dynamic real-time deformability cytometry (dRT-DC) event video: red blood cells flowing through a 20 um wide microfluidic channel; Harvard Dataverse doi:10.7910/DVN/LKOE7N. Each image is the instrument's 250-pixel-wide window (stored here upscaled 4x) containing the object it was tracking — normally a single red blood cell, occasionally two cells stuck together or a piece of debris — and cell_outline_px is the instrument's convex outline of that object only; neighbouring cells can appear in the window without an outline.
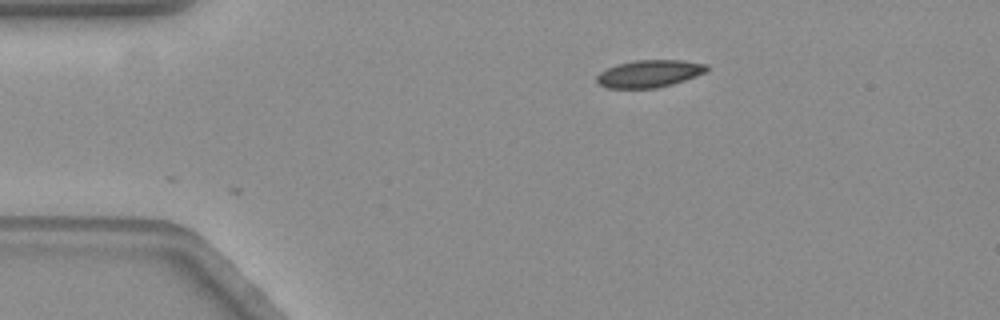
{"species": "common noctule bat (a hibernating species)", "species_latin": "Nyctalus noctula", "temperature_condition": "warm", "stored_images_in_passage": 29, "camera_frame_rate_fps": 3000, "um_per_image_px": 0.085, "animal": {"sex": "female", "body_mass_g": 19.3, "forearm_length_mm": 54.1}, "frame": {"image": 1, "passage_image": 1, "time_ms": 0.0, "image_size_px": [1000, 320], "cell_outline_px": [[708, 68], [704, 72], [696, 76], [672, 84], [656, 88], [608, 88], [600, 84], [596, 80], [596, 76], [600, 72], [616, 64], [636, 60], [680, 60], [708, 64]], "centroid_in_image_um": [55.18, 6.25], "position_along_channel_um": 29.8, "area_um2": 17.4}}
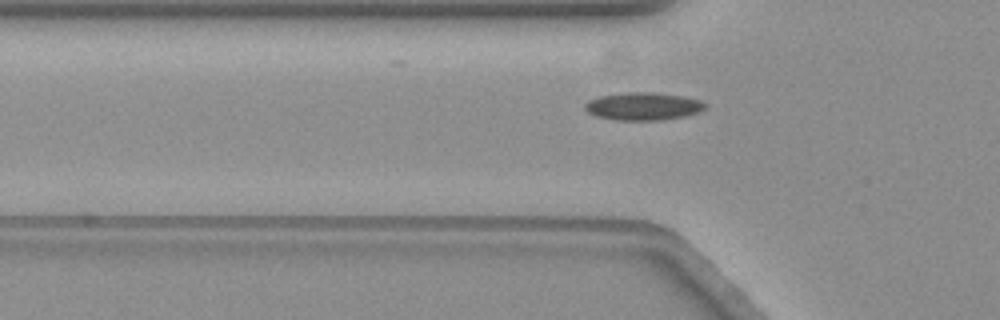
{"frame": {"image": 2, "passage_image": 9, "time_ms": 2.667, "image_size_px": [1000, 320], "cell_outline_px": [[708, 104], [704, 108], [696, 112], [684, 116], [660, 120], [616, 120], [596, 116], [588, 112], [584, 108], [584, 104], [588, 100], [600, 96], [624, 92], [652, 92], [684, 96], [700, 100]], "centroid_in_image_um": [54.64, 9.02], "position_along_channel_um": 71.2, "area_um2": 19.42}}
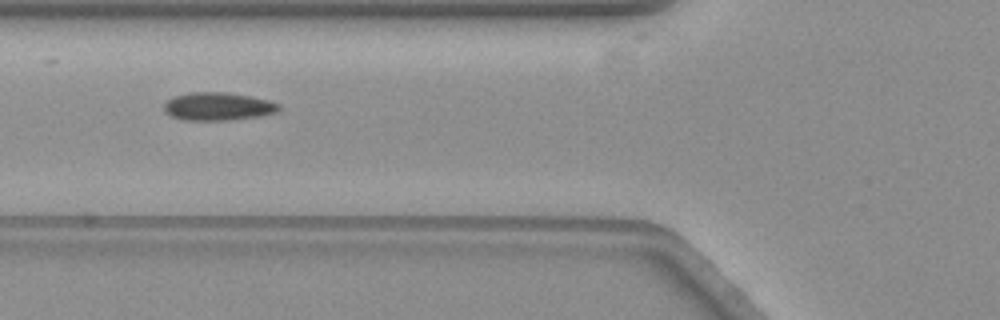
{"frame": {"image": 3, "passage_image": 12, "time_ms": 3.667, "image_size_px": [1000, 320], "cell_outline_px": [[280, 108], [276, 112], [260, 116], [228, 120], [184, 120], [172, 116], [164, 112], [164, 104], [172, 96], [192, 92], [224, 92], [248, 96], [268, 100], [280, 104]], "centroid_in_image_um": [18.5, 9.05], "position_along_channel_um": 107.3, "area_um2": 18.67}}